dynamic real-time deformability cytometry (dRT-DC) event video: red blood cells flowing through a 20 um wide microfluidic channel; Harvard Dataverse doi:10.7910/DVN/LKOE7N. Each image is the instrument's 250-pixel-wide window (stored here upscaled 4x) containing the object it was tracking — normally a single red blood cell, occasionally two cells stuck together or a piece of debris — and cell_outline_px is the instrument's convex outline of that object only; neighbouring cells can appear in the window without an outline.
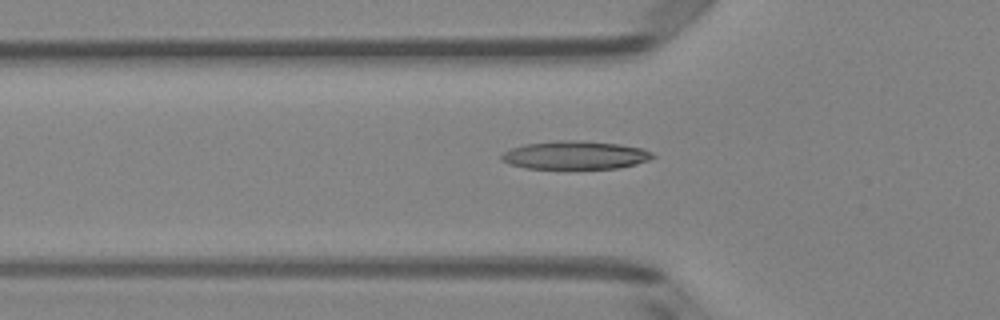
{"species": "Egyptian fruit bat (a non-hibernating species)", "species_latin": "Rousettus aegyptiacus", "temperature_condition": "room temperature", "stored_images_in_passage": 50, "camera_frame_rate_fps": 3000, "um_per_image_px": 0.085, "animal": {"sex": "female"}, "frame": {"image": 1, "passage_image": 17, "time_ms": 5.333, "image_size_px": [1000, 320], "cell_outline_px": [[656, 156], [648, 160], [636, 164], [616, 168], [524, 168], [508, 164], [500, 160], [500, 156], [504, 152], [512, 148], [524, 144], [556, 140], [576, 140], [620, 144], [644, 148], [652, 152]], "centroid_in_image_um": [48.88, 13.18], "position_along_channel_um": 76.9, "area_um2": 24.97}}
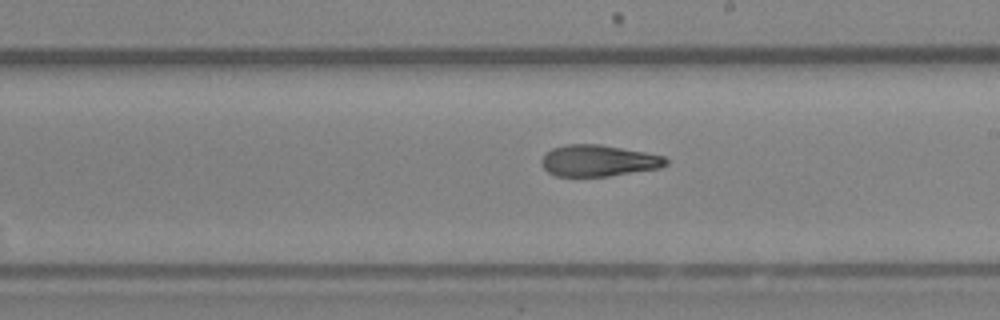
{"frame": {"image": 2, "passage_image": 29, "time_ms": 9.333, "image_size_px": [1000, 320], "cell_outline_px": [[668, 164], [660, 168], [608, 176], [556, 176], [548, 172], [540, 164], [540, 160], [552, 148], [568, 144], [600, 144], [644, 152], [664, 156], [668, 160]], "centroid_in_image_um": [50.86, 13.66], "position_along_channel_um": 238.1, "area_um2": 22.72}}
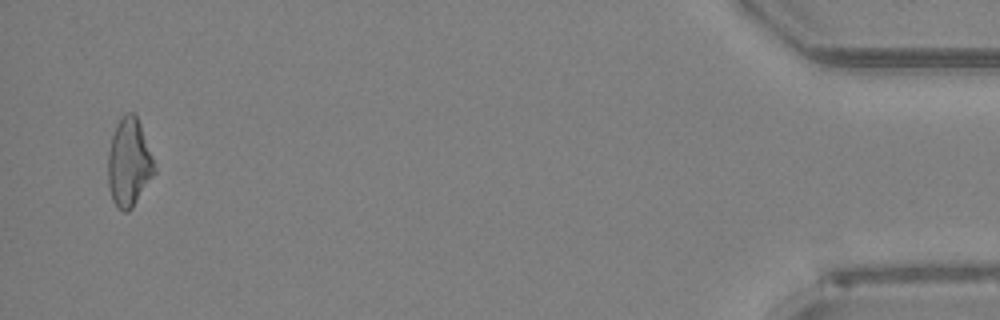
{"frame": {"image": 3, "passage_image": 49, "time_ms": 16.0, "image_size_px": [1000, 320], "cell_outline_px": [[156, 172], [132, 208], [128, 212], [124, 212], [112, 200], [108, 184], [108, 152], [112, 136], [116, 124], [120, 116], [124, 112], [132, 112], [136, 116], [140, 124], [156, 168]], "centroid_in_image_um": [10.95, 13.81], "position_along_channel_um": 424.2, "area_um2": 23.76}, "authors_computed_cell_mechanics": {"area_um2": 23.7847, "velocity_mm_per_s": 4.0315, "shape_relaxation_time_tau1_ms": 6.2447, "shape_relaxation_time_tau2_ms": 3.4863, "deformation_change_tau1": 0.1913, "deformation_change_tau2": 0.1107}}